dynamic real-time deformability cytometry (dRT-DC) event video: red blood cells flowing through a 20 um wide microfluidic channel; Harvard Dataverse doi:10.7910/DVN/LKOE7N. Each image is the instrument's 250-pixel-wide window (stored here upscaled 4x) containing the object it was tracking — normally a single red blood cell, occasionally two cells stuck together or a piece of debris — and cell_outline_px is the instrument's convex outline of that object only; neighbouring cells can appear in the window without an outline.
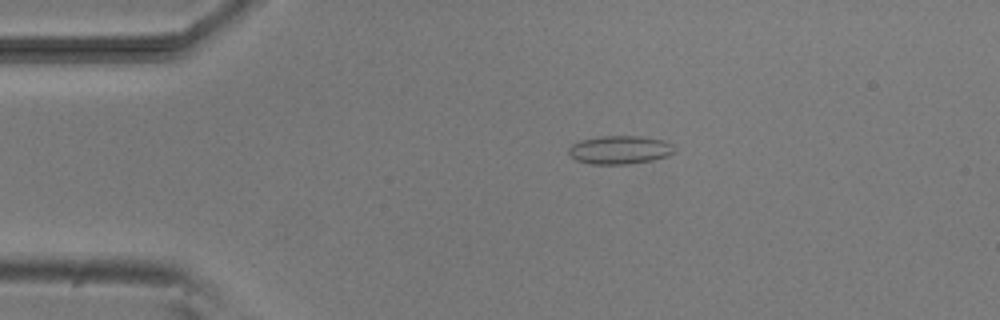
{"species": "common noctule bat (a hibernating species)", "species_latin": "Nyctalus noctula", "temperature_condition": "room temperature", "stored_images_in_passage": 2, "camera_frame_rate_fps": 3000, "um_per_image_px": 0.085, "animal": {"sex": "male", "body_mass_g": 20.5, "forearm_length_mm": 52.5}, "frame": {"image": 1, "passage_image": 1, "time_ms": 0.0, "image_size_px": [1000, 320], "cell_outline_px": [[676, 152], [668, 156], [652, 160], [628, 164], [592, 164], [576, 160], [568, 152], [568, 148], [572, 144], [580, 140], [600, 136], [640, 136], [664, 140], [672, 144], [676, 148]], "centroid_in_image_um": [52.71, 12.73], "position_along_channel_um": 32.3, "area_um2": 17.63}}